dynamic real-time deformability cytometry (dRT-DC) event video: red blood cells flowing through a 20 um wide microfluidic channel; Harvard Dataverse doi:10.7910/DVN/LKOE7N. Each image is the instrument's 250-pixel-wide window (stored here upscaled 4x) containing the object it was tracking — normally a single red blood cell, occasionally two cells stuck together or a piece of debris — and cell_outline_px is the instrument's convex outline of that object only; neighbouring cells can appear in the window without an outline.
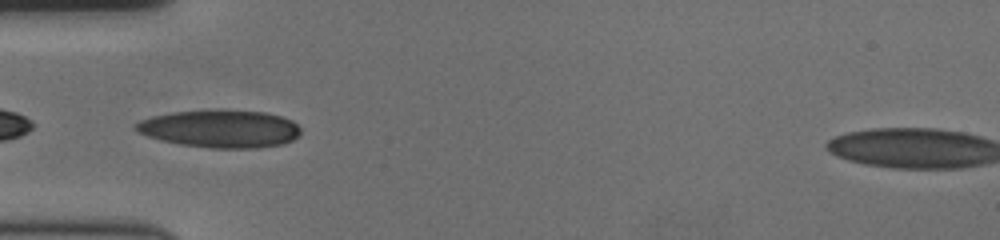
{"species": "human", "species_latin": "Homo sapiens", "temperature_condition": "cold", "stored_images_in_passage": 40, "camera_frame_rate_fps": 3000, "um_per_image_px": 0.085, "donor": {"sex": "female"}, "frame": {"image": 1, "passage_image": 1, "time_ms": 0.0, "image_size_px": [1000, 240], "cell_outline_px": [[300, 132], [292, 140], [284, 144], [260, 148], [208, 148], [180, 144], [160, 140], [148, 136], [132, 128], [140, 120], [152, 116], [172, 112], [264, 112], [280, 116], [292, 120], [300, 128]], "centroid_in_image_um": [18.72, 10.98], "position_along_channel_um": 66.3, "area_um2": 35.37}}
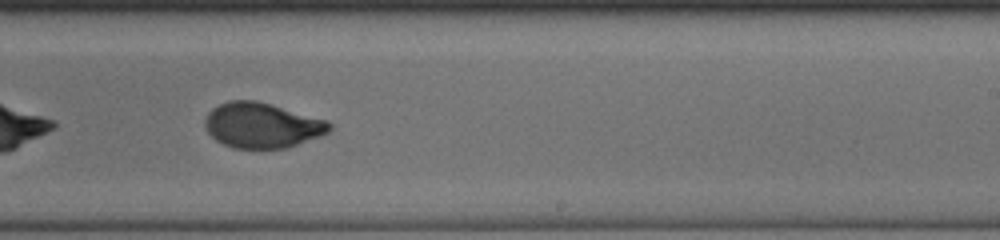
{"frame": {"image": 2, "passage_image": 18, "time_ms": 5.667, "image_size_px": [1000, 240], "cell_outline_px": [[332, 128], [328, 132], [320, 136], [284, 148], [232, 148], [216, 140], [208, 132], [204, 124], [204, 120], [208, 112], [212, 108], [228, 100], [256, 100], [272, 104], [328, 120], [332, 124]], "centroid_in_image_um": [22.26, 10.63], "position_along_channel_um": 266.7, "area_um2": 32.83}}
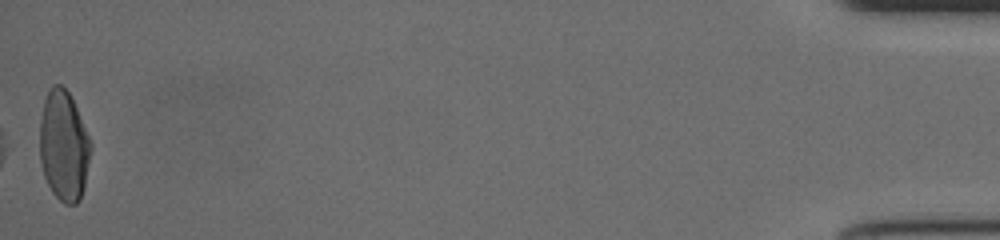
{"frame": {"image": 3, "passage_image": 40, "time_ms": 13.0, "image_size_px": [1000, 240], "cell_outline_px": [[92, 148], [84, 188], [80, 200], [76, 204], [64, 204], [52, 192], [44, 176], [40, 160], [40, 120], [44, 100], [52, 84], [60, 84], [68, 92], [76, 108], [92, 144]], "centroid_in_image_um": [5.42, 12.43], "position_along_channel_um": 429.8, "area_um2": 32.71}, "authors_computed_cell_mechanics": {"area_um2": 32.657, "velocity_mm_per_s": 3.5602, "shape_relaxation_time_tau1_ms": 4.4015, "shape_relaxation_time_tau2_ms": 0.9627, "deformation_change_tau1": 0.1811, "deformation_change_tau2": 0.0541}}